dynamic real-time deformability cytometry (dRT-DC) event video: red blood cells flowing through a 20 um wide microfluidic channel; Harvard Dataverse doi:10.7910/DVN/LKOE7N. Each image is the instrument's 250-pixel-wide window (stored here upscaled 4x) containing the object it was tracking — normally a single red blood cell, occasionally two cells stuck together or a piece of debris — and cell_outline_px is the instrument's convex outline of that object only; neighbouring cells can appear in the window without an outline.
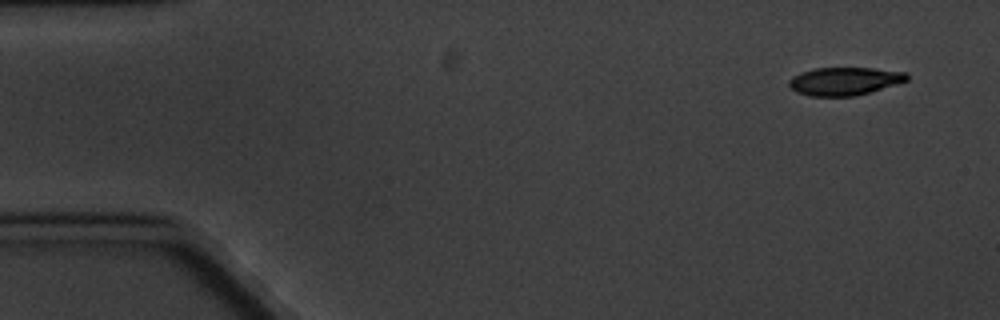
{"species": "common noctule bat (a hibernating species)", "species_latin": "Nyctalus noctula", "temperature_condition": "cold", "stored_images_in_passage": 7, "camera_frame_rate_fps": 3000, "um_per_image_px": 0.085, "animal": {"sex": "male", "body_mass_g": 20.1, "forearm_length_mm": 53.5}, "frame": {"image": 1, "passage_image": 1, "time_ms": 0.0, "image_size_px": [1000, 320], "cell_outline_px": [[908, 80], [872, 92], [856, 96], [808, 96], [796, 92], [788, 84], [788, 80], [792, 76], [800, 72], [812, 68], [872, 68], [908, 72]], "centroid_in_image_um": [71.77, 6.9], "position_along_channel_um": 13.2, "area_um2": 19.48}}
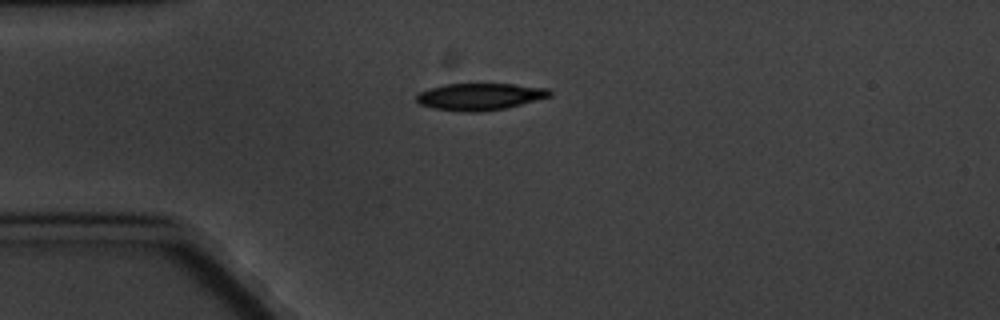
{"frame": {"image": 2, "passage_image": 4, "time_ms": 3.667, "image_size_px": [1000, 320], "cell_outline_px": [[552, 96], [508, 108], [480, 112], [464, 112], [432, 108], [420, 104], [416, 100], [416, 96], [420, 92], [428, 88], [444, 84], [516, 84], [548, 88], [552, 92]], "centroid_in_image_um": [40.81, 8.21], "position_along_channel_um": 44.2, "area_um2": 21.15}}